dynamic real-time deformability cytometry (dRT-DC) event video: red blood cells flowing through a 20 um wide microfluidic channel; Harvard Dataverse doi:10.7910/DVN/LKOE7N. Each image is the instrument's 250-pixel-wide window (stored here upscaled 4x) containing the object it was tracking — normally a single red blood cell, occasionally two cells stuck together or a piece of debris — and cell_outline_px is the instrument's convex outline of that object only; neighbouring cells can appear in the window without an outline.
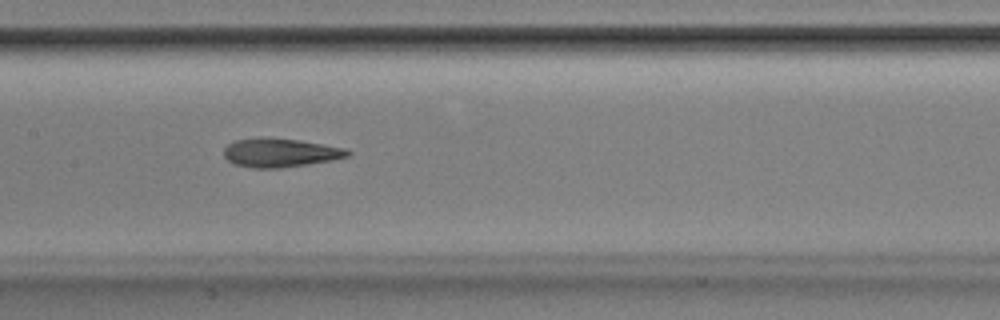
{"species": "Egyptian fruit bat (a non-hibernating species)", "species_latin": "Rousettus aegyptiacus", "temperature_condition": "room temperature", "stored_images_in_passage": 53, "camera_frame_rate_fps": 3000, "um_per_image_px": 0.085, "animal": {"sex": "male"}, "frame": {"image": 1, "passage_image": 26, "time_ms": 8.333, "image_size_px": [1000, 320], "cell_outline_px": [[352, 152], [348, 156], [332, 160], [280, 168], [252, 168], [232, 164], [224, 156], [224, 148], [228, 144], [236, 140], [260, 136], [300, 140], [344, 148]], "centroid_in_image_um": [23.77, 12.97], "position_along_channel_um": 183.6, "area_um2": 20.87}}
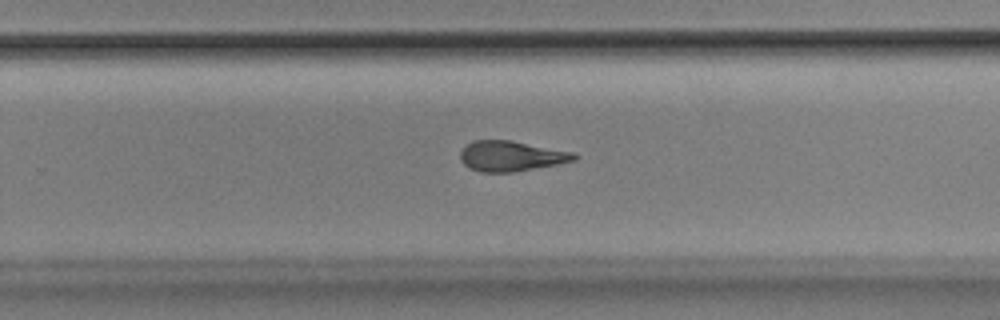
{"frame": {"image": 2, "passage_image": 34, "time_ms": 11.0, "image_size_px": [1000, 320], "cell_outline_px": [[580, 156], [576, 160], [556, 164], [512, 172], [480, 172], [468, 168], [460, 160], [460, 152], [472, 140], [512, 140], [576, 152]], "centroid_in_image_um": [43.47, 13.26], "position_along_channel_um": 286.3, "area_um2": 20.29}}
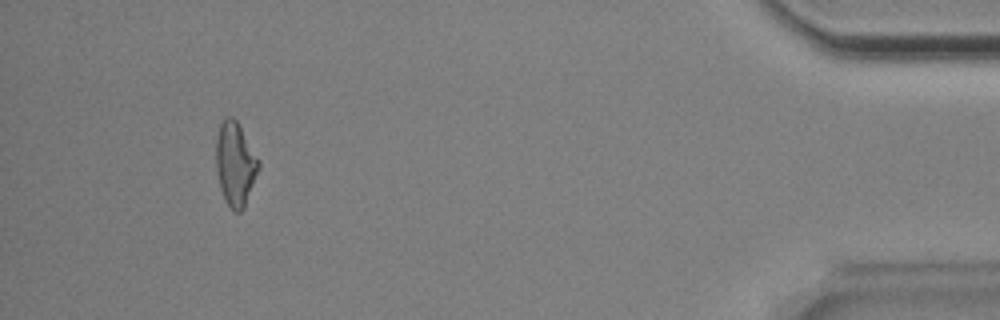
{"frame": {"image": 3, "passage_image": 49, "time_ms": 16.0, "image_size_px": [1000, 320], "cell_outline_px": [[260, 168], [244, 208], [240, 212], [232, 212], [224, 200], [220, 188], [216, 168], [216, 140], [220, 124], [228, 116], [232, 116], [236, 120], [260, 160]], "centroid_in_image_um": [20.0, 13.98], "position_along_channel_um": 415.2, "area_um2": 20.92}, "authors_computed_cell_mechanics": {"area_um2": 20.9814, "velocity_mm_per_s": 3.884, "shape_relaxation_time_tau1_ms": null, "shape_relaxation_time_tau2_ms": 4.306, "deformation_change_tau1": null, "deformation_change_tau2": 0.1521}}